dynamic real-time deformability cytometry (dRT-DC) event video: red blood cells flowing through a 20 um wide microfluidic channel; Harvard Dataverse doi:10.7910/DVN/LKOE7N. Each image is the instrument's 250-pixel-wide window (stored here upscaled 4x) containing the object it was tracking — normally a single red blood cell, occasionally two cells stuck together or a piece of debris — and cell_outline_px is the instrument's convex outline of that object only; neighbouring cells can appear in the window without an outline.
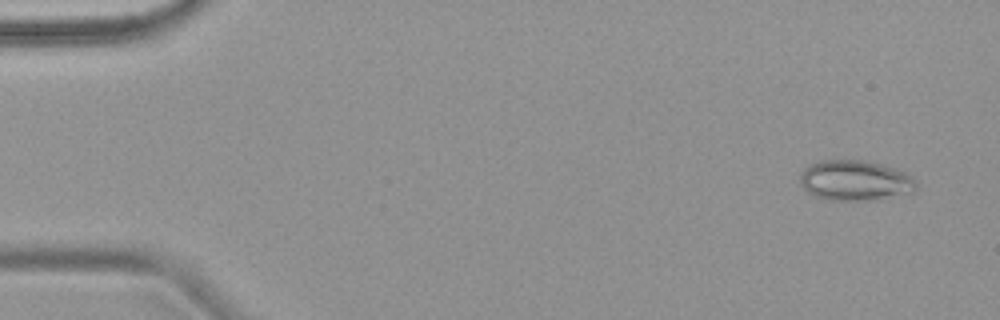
{"species": "common noctule bat (a hibernating species)", "species_latin": "Nyctalus noctula", "temperature_condition": "warm", "stored_images_in_passage": 5, "camera_frame_rate_fps": 3000, "um_per_image_px": 0.085, "animal": {"sex": "female", "body_mass_g": 18.4}, "frame": {"image": 1, "passage_image": 1, "time_ms": 0.0, "image_size_px": [1000, 320], "cell_outline_px": [[916, 188], [912, 192], [868, 200], [828, 200], [816, 196], [808, 192], [800, 184], [800, 172], [804, 168], [820, 160], [860, 160], [880, 164], [904, 172], [912, 176], [916, 180]], "centroid_in_image_um": [72.64, 15.33], "position_along_channel_um": 12.4, "area_um2": 26.99}}